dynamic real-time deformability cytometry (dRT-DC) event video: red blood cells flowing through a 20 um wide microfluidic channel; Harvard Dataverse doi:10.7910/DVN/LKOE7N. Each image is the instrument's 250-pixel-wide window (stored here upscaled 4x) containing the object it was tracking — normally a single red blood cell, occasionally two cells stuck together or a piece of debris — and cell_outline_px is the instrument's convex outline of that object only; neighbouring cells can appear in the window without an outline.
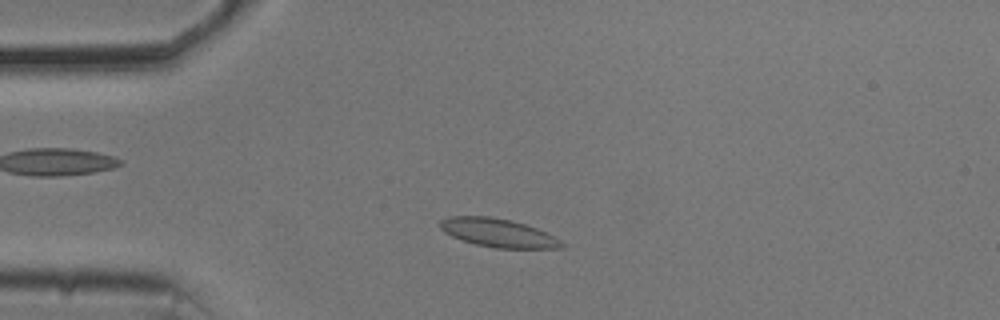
{"species": "common noctule bat (a hibernating species)", "species_latin": "Nyctalus noctula", "temperature_condition": "cold", "stored_images_in_passage": 46, "camera_frame_rate_fps": 3000, "um_per_image_px": 0.085, "animal": {"sex": "male", "body_mass_g": 20.5, "forearm_length_mm": 52.5}, "frame": {"image": 1, "passage_image": 5, "time_ms": 1.333, "image_size_px": [1000, 320], "cell_outline_px": [[564, 244], [560, 248], [496, 248], [476, 244], [452, 236], [444, 232], [440, 228], [440, 220], [452, 216], [488, 216], [508, 220], [524, 224], [536, 228], [560, 240]], "centroid_in_image_um": [42.3, 19.79], "position_along_channel_um": 42.7, "area_um2": 19.71}}
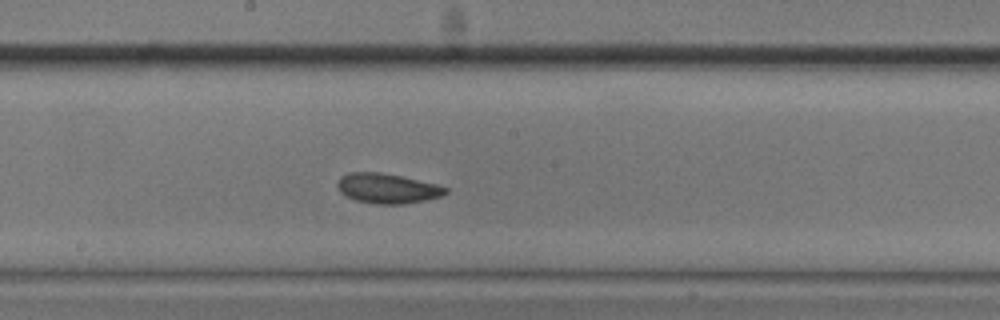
{"frame": {"image": 2, "passage_image": 21, "time_ms": 6.667, "image_size_px": [1000, 320], "cell_outline_px": [[448, 192], [444, 196], [404, 204], [376, 204], [356, 200], [344, 196], [340, 192], [336, 184], [340, 176], [348, 172], [380, 172], [400, 176], [436, 184], [448, 188]], "centroid_in_image_um": [32.9, 16.01], "position_along_channel_um": 215.3, "area_um2": 18.96}}
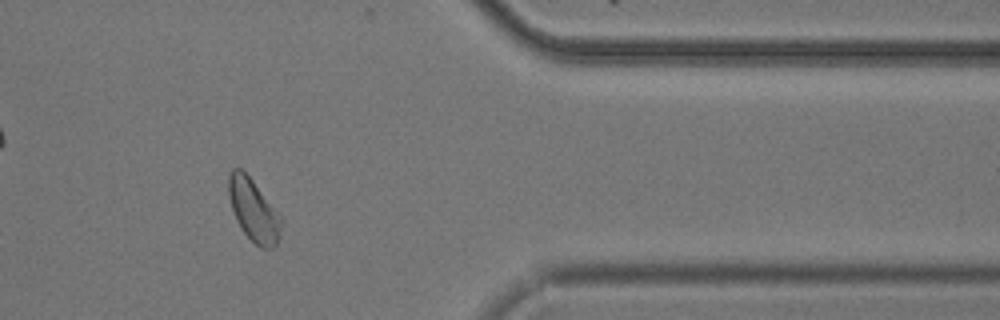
{"frame": {"image": 3, "passage_image": 37, "time_ms": 12.0, "image_size_px": [1000, 320], "cell_outline_px": [[280, 236], [276, 244], [272, 248], [260, 248], [240, 228], [236, 220], [228, 196], [228, 172], [232, 168], [240, 168], [252, 180], [280, 216]], "centroid_in_image_um": [21.51, 17.86], "position_along_channel_um": 389.9, "area_um2": 18.67}, "authors_computed_cell_mechanics": {"area_um2": 19.0162, "velocity_mm_per_s": 3.6539, "shape_relaxation_time_tau1_ms": 2.3775, "shape_relaxation_time_tau2_ms": 1.5615, "deformation_change_tau1": 0.0866, "deformation_change_tau2": 0.0626}}